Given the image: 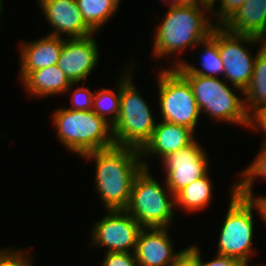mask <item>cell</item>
<instances>
[{
  "label": "cell",
  "instance_id": "6da1fadb",
  "mask_svg": "<svg viewBox=\"0 0 266 266\" xmlns=\"http://www.w3.org/2000/svg\"><path fill=\"white\" fill-rule=\"evenodd\" d=\"M95 162L96 191L106 210H125L137 175L144 168L140 150L114 145L82 156Z\"/></svg>",
  "mask_w": 266,
  "mask_h": 266
},
{
  "label": "cell",
  "instance_id": "7a4b0ae2",
  "mask_svg": "<svg viewBox=\"0 0 266 266\" xmlns=\"http://www.w3.org/2000/svg\"><path fill=\"white\" fill-rule=\"evenodd\" d=\"M168 9L164 20L155 30L152 55L156 58L176 55V52L180 54L185 48L197 47L216 27V23H212L207 16V12H211L208 5L182 1Z\"/></svg>",
  "mask_w": 266,
  "mask_h": 266
},
{
  "label": "cell",
  "instance_id": "3957f363",
  "mask_svg": "<svg viewBox=\"0 0 266 266\" xmlns=\"http://www.w3.org/2000/svg\"><path fill=\"white\" fill-rule=\"evenodd\" d=\"M54 111L52 122L57 139L68 151L82 157L115 145L112 125L93 110L78 111L62 107Z\"/></svg>",
  "mask_w": 266,
  "mask_h": 266
},
{
  "label": "cell",
  "instance_id": "277c9868",
  "mask_svg": "<svg viewBox=\"0 0 266 266\" xmlns=\"http://www.w3.org/2000/svg\"><path fill=\"white\" fill-rule=\"evenodd\" d=\"M121 74L120 110L112 125L115 145L141 150L150 140L157 125L149 104L132 82V71Z\"/></svg>",
  "mask_w": 266,
  "mask_h": 266
},
{
  "label": "cell",
  "instance_id": "5b68a950",
  "mask_svg": "<svg viewBox=\"0 0 266 266\" xmlns=\"http://www.w3.org/2000/svg\"><path fill=\"white\" fill-rule=\"evenodd\" d=\"M151 175L150 169L145 167L137 175L125 210L143 228H169L174 219L175 195L166 182L163 188Z\"/></svg>",
  "mask_w": 266,
  "mask_h": 266
},
{
  "label": "cell",
  "instance_id": "8992f818",
  "mask_svg": "<svg viewBox=\"0 0 266 266\" xmlns=\"http://www.w3.org/2000/svg\"><path fill=\"white\" fill-rule=\"evenodd\" d=\"M257 205L250 197H242L231 189L230 204L221 227L216 254L231 256L238 263H248L252 257L254 235L253 210Z\"/></svg>",
  "mask_w": 266,
  "mask_h": 266
},
{
  "label": "cell",
  "instance_id": "52a82bcc",
  "mask_svg": "<svg viewBox=\"0 0 266 266\" xmlns=\"http://www.w3.org/2000/svg\"><path fill=\"white\" fill-rule=\"evenodd\" d=\"M183 76L192 87L201 113L205 112L220 122L249 127L250 115L246 111L244 97L237 96L225 81L219 77Z\"/></svg>",
  "mask_w": 266,
  "mask_h": 266
},
{
  "label": "cell",
  "instance_id": "ba28073f",
  "mask_svg": "<svg viewBox=\"0 0 266 266\" xmlns=\"http://www.w3.org/2000/svg\"><path fill=\"white\" fill-rule=\"evenodd\" d=\"M157 77L161 119L195 132L201 112L188 80L173 67L160 69Z\"/></svg>",
  "mask_w": 266,
  "mask_h": 266
},
{
  "label": "cell",
  "instance_id": "9c48e42d",
  "mask_svg": "<svg viewBox=\"0 0 266 266\" xmlns=\"http://www.w3.org/2000/svg\"><path fill=\"white\" fill-rule=\"evenodd\" d=\"M210 37L218 44V52L223 62L222 79L229 80L232 89L244 91L253 77L256 56L252 57L245 45L265 43L262 39L250 35H238L228 32L223 26H216ZM257 43V44H256Z\"/></svg>",
  "mask_w": 266,
  "mask_h": 266
},
{
  "label": "cell",
  "instance_id": "30bf717a",
  "mask_svg": "<svg viewBox=\"0 0 266 266\" xmlns=\"http://www.w3.org/2000/svg\"><path fill=\"white\" fill-rule=\"evenodd\" d=\"M93 226L91 246L106 247V252H131L143 228L126 210H107ZM100 246V247H99Z\"/></svg>",
  "mask_w": 266,
  "mask_h": 266
},
{
  "label": "cell",
  "instance_id": "8fae6325",
  "mask_svg": "<svg viewBox=\"0 0 266 266\" xmlns=\"http://www.w3.org/2000/svg\"><path fill=\"white\" fill-rule=\"evenodd\" d=\"M203 147L195 139L190 145L162 159L166 172V185L176 195L195 180L206 176L208 158Z\"/></svg>",
  "mask_w": 266,
  "mask_h": 266
},
{
  "label": "cell",
  "instance_id": "7c38bea8",
  "mask_svg": "<svg viewBox=\"0 0 266 266\" xmlns=\"http://www.w3.org/2000/svg\"><path fill=\"white\" fill-rule=\"evenodd\" d=\"M93 34L82 38H66L57 66L72 83H84L88 75L97 67L99 48ZM84 80V82H83Z\"/></svg>",
  "mask_w": 266,
  "mask_h": 266
},
{
  "label": "cell",
  "instance_id": "4fadbf2b",
  "mask_svg": "<svg viewBox=\"0 0 266 266\" xmlns=\"http://www.w3.org/2000/svg\"><path fill=\"white\" fill-rule=\"evenodd\" d=\"M45 20L54 29L49 35L82 38L95 32L86 24L76 0H38Z\"/></svg>",
  "mask_w": 266,
  "mask_h": 266
},
{
  "label": "cell",
  "instance_id": "5bb4252c",
  "mask_svg": "<svg viewBox=\"0 0 266 266\" xmlns=\"http://www.w3.org/2000/svg\"><path fill=\"white\" fill-rule=\"evenodd\" d=\"M169 228H142L134 251L138 266H171L184 249L174 252Z\"/></svg>",
  "mask_w": 266,
  "mask_h": 266
},
{
  "label": "cell",
  "instance_id": "9a60e30c",
  "mask_svg": "<svg viewBox=\"0 0 266 266\" xmlns=\"http://www.w3.org/2000/svg\"><path fill=\"white\" fill-rule=\"evenodd\" d=\"M195 139L190 128L163 120L157 122L150 140L140 150L144 167H149L145 157L156 155L162 160L165 156L187 147Z\"/></svg>",
  "mask_w": 266,
  "mask_h": 266
},
{
  "label": "cell",
  "instance_id": "2e32d148",
  "mask_svg": "<svg viewBox=\"0 0 266 266\" xmlns=\"http://www.w3.org/2000/svg\"><path fill=\"white\" fill-rule=\"evenodd\" d=\"M64 40L59 36L47 35L21 43L19 80L22 81L31 71L57 64Z\"/></svg>",
  "mask_w": 266,
  "mask_h": 266
},
{
  "label": "cell",
  "instance_id": "e0dca14e",
  "mask_svg": "<svg viewBox=\"0 0 266 266\" xmlns=\"http://www.w3.org/2000/svg\"><path fill=\"white\" fill-rule=\"evenodd\" d=\"M223 27L230 33L254 36L266 43V0H246Z\"/></svg>",
  "mask_w": 266,
  "mask_h": 266
},
{
  "label": "cell",
  "instance_id": "ac0fdd59",
  "mask_svg": "<svg viewBox=\"0 0 266 266\" xmlns=\"http://www.w3.org/2000/svg\"><path fill=\"white\" fill-rule=\"evenodd\" d=\"M21 83L27 93L33 97L43 98L66 93L73 85L57 64L31 71Z\"/></svg>",
  "mask_w": 266,
  "mask_h": 266
},
{
  "label": "cell",
  "instance_id": "d6986e66",
  "mask_svg": "<svg viewBox=\"0 0 266 266\" xmlns=\"http://www.w3.org/2000/svg\"><path fill=\"white\" fill-rule=\"evenodd\" d=\"M204 50L200 57V68L191 65L184 61H174L173 68H176L182 75H202L206 77H217L222 75L224 72L223 62L218 52V44L209 36L206 40L200 43Z\"/></svg>",
  "mask_w": 266,
  "mask_h": 266
},
{
  "label": "cell",
  "instance_id": "ffe728a7",
  "mask_svg": "<svg viewBox=\"0 0 266 266\" xmlns=\"http://www.w3.org/2000/svg\"><path fill=\"white\" fill-rule=\"evenodd\" d=\"M253 77L244 91L245 107L249 115L266 106V43L259 44Z\"/></svg>",
  "mask_w": 266,
  "mask_h": 266
},
{
  "label": "cell",
  "instance_id": "44dd1931",
  "mask_svg": "<svg viewBox=\"0 0 266 266\" xmlns=\"http://www.w3.org/2000/svg\"><path fill=\"white\" fill-rule=\"evenodd\" d=\"M209 174L195 180L175 195L176 206L187 212H197L206 208L213 196Z\"/></svg>",
  "mask_w": 266,
  "mask_h": 266
},
{
  "label": "cell",
  "instance_id": "7402d4cb",
  "mask_svg": "<svg viewBox=\"0 0 266 266\" xmlns=\"http://www.w3.org/2000/svg\"><path fill=\"white\" fill-rule=\"evenodd\" d=\"M76 2L86 24L96 33L117 12L121 0H76Z\"/></svg>",
  "mask_w": 266,
  "mask_h": 266
},
{
  "label": "cell",
  "instance_id": "603a6c76",
  "mask_svg": "<svg viewBox=\"0 0 266 266\" xmlns=\"http://www.w3.org/2000/svg\"><path fill=\"white\" fill-rule=\"evenodd\" d=\"M256 177L266 178V143H261V148L253 162L249 164L241 173L235 186V193L242 197H250L253 195V181Z\"/></svg>",
  "mask_w": 266,
  "mask_h": 266
},
{
  "label": "cell",
  "instance_id": "cb8c5ba5",
  "mask_svg": "<svg viewBox=\"0 0 266 266\" xmlns=\"http://www.w3.org/2000/svg\"><path fill=\"white\" fill-rule=\"evenodd\" d=\"M117 81L118 89L114 91L112 89L100 88L98 92L94 93L93 97L92 110L111 125L118 119L120 110V82L119 80Z\"/></svg>",
  "mask_w": 266,
  "mask_h": 266
},
{
  "label": "cell",
  "instance_id": "d4e9b609",
  "mask_svg": "<svg viewBox=\"0 0 266 266\" xmlns=\"http://www.w3.org/2000/svg\"><path fill=\"white\" fill-rule=\"evenodd\" d=\"M216 5L211 7V12L213 18H216V26H223L234 14L235 12L246 2V0H216ZM219 5V6H217ZM216 7H220L215 9ZM215 15V16H214ZM219 22V23H218Z\"/></svg>",
  "mask_w": 266,
  "mask_h": 266
},
{
  "label": "cell",
  "instance_id": "484cf974",
  "mask_svg": "<svg viewBox=\"0 0 266 266\" xmlns=\"http://www.w3.org/2000/svg\"><path fill=\"white\" fill-rule=\"evenodd\" d=\"M29 251L4 248L0 250V266H32ZM29 255V256H28Z\"/></svg>",
  "mask_w": 266,
  "mask_h": 266
},
{
  "label": "cell",
  "instance_id": "4316f807",
  "mask_svg": "<svg viewBox=\"0 0 266 266\" xmlns=\"http://www.w3.org/2000/svg\"><path fill=\"white\" fill-rule=\"evenodd\" d=\"M76 90L72 94V106L68 108L70 110L87 111L93 108L94 93L87 87L75 88Z\"/></svg>",
  "mask_w": 266,
  "mask_h": 266
},
{
  "label": "cell",
  "instance_id": "83f0119b",
  "mask_svg": "<svg viewBox=\"0 0 266 266\" xmlns=\"http://www.w3.org/2000/svg\"><path fill=\"white\" fill-rule=\"evenodd\" d=\"M101 266H138L133 252H106Z\"/></svg>",
  "mask_w": 266,
  "mask_h": 266
},
{
  "label": "cell",
  "instance_id": "f1b7e54d",
  "mask_svg": "<svg viewBox=\"0 0 266 266\" xmlns=\"http://www.w3.org/2000/svg\"><path fill=\"white\" fill-rule=\"evenodd\" d=\"M200 250L196 244L187 246L171 266H201Z\"/></svg>",
  "mask_w": 266,
  "mask_h": 266
},
{
  "label": "cell",
  "instance_id": "f546056e",
  "mask_svg": "<svg viewBox=\"0 0 266 266\" xmlns=\"http://www.w3.org/2000/svg\"><path fill=\"white\" fill-rule=\"evenodd\" d=\"M258 125V126H257ZM249 129L262 130L265 135L262 143H266V106L259 108L250 115Z\"/></svg>",
  "mask_w": 266,
  "mask_h": 266
},
{
  "label": "cell",
  "instance_id": "4dcf8cb0",
  "mask_svg": "<svg viewBox=\"0 0 266 266\" xmlns=\"http://www.w3.org/2000/svg\"><path fill=\"white\" fill-rule=\"evenodd\" d=\"M214 257L215 258H212L209 262H204L200 255L201 266H238L240 264L231 256H224L215 253Z\"/></svg>",
  "mask_w": 266,
  "mask_h": 266
},
{
  "label": "cell",
  "instance_id": "1f68e13d",
  "mask_svg": "<svg viewBox=\"0 0 266 266\" xmlns=\"http://www.w3.org/2000/svg\"><path fill=\"white\" fill-rule=\"evenodd\" d=\"M250 198L253 200V202L257 205L258 207V213L260 214V217L266 222V196L259 195L255 196L252 195Z\"/></svg>",
  "mask_w": 266,
  "mask_h": 266
},
{
  "label": "cell",
  "instance_id": "d6a6232c",
  "mask_svg": "<svg viewBox=\"0 0 266 266\" xmlns=\"http://www.w3.org/2000/svg\"><path fill=\"white\" fill-rule=\"evenodd\" d=\"M186 1H191V2H196V3H202L205 5H208L210 8L216 4V0H186Z\"/></svg>",
  "mask_w": 266,
  "mask_h": 266
},
{
  "label": "cell",
  "instance_id": "836d02e7",
  "mask_svg": "<svg viewBox=\"0 0 266 266\" xmlns=\"http://www.w3.org/2000/svg\"><path fill=\"white\" fill-rule=\"evenodd\" d=\"M164 2H166L168 5L170 4L171 5H175V4H178L179 2H182V1H186V0H163Z\"/></svg>",
  "mask_w": 266,
  "mask_h": 266
},
{
  "label": "cell",
  "instance_id": "e575fe53",
  "mask_svg": "<svg viewBox=\"0 0 266 266\" xmlns=\"http://www.w3.org/2000/svg\"><path fill=\"white\" fill-rule=\"evenodd\" d=\"M2 3H3V1L0 0V15H1V11L3 10V8H2V7H3V6H2L3 4H2Z\"/></svg>",
  "mask_w": 266,
  "mask_h": 266
},
{
  "label": "cell",
  "instance_id": "d590c367",
  "mask_svg": "<svg viewBox=\"0 0 266 266\" xmlns=\"http://www.w3.org/2000/svg\"><path fill=\"white\" fill-rule=\"evenodd\" d=\"M238 266H249L248 263H240ZM257 266V265H256ZM259 266V265H258ZM262 266V265H261Z\"/></svg>",
  "mask_w": 266,
  "mask_h": 266
}]
</instances>
